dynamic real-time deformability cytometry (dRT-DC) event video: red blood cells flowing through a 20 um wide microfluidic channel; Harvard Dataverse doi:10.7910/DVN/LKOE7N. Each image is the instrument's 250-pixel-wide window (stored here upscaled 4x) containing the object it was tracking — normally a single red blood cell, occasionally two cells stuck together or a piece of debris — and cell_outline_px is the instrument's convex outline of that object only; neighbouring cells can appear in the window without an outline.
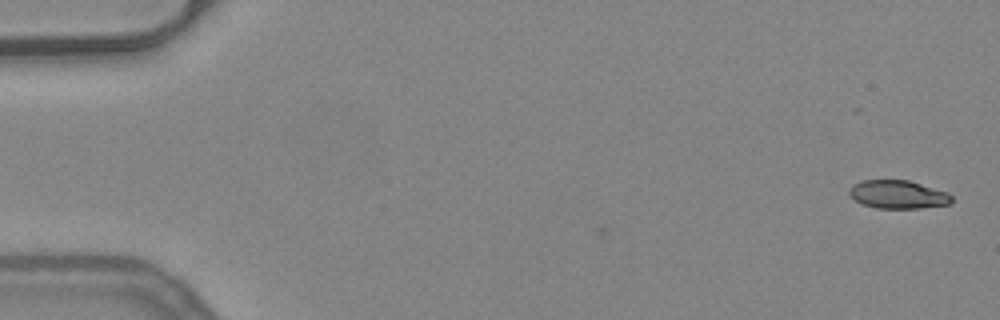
{"species": "common noctule bat (a hibernating species)", "species_latin": "Nyctalus noctula", "temperature_condition": "warm", "stored_images_in_passage": 3, "camera_frame_rate_fps": 3000, "um_per_image_px": 0.085, "animal": {"sex": "female", "body_mass_g": 24.6, "forearm_length_mm": 56.2}, "frame": {"image": 1, "passage_image": 1, "time_ms": 0.0, "image_size_px": [1000, 320], "cell_outline_px": [[952, 200], [948, 204], [920, 208], [876, 208], [860, 204], [848, 196], [848, 188], [852, 184], [860, 180], [908, 180], [948, 192], [952, 196]], "centroid_in_image_um": [76.25, 16.52], "position_along_channel_um": 8.7, "area_um2": 17.11}}